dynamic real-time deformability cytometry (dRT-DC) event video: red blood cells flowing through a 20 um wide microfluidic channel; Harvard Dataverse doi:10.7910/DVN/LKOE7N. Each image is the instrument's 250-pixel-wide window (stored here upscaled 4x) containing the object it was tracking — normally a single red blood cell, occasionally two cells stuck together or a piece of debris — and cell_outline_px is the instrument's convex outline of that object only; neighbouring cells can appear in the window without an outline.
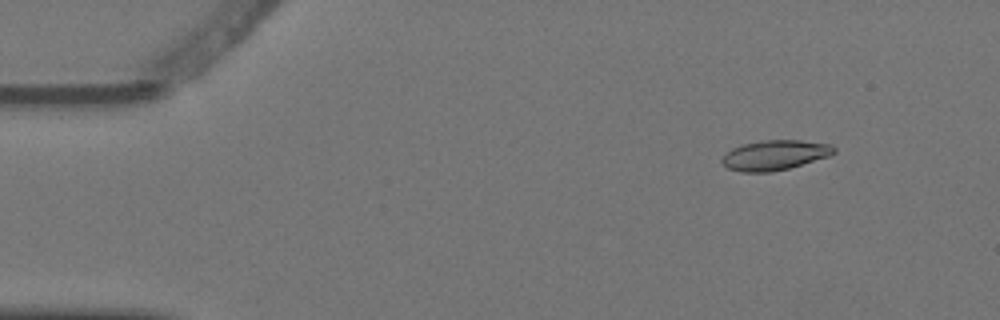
{"species": "Egyptian fruit bat (a non-hibernating species)", "species_latin": "Rousettus aegyptiacus", "temperature_condition": "warm", "stored_images_in_passage": 7, "camera_frame_rate_fps": 3000, "um_per_image_px": 0.085, "animal": {"sex": "female"}, "frame": {"image": 1, "passage_image": 2, "time_ms": 0.333, "image_size_px": [1000, 320], "cell_outline_px": [[836, 152], [828, 156], [788, 168], [772, 172], [740, 172], [728, 168], [720, 160], [732, 148], [744, 144], [764, 140], [800, 140], [832, 144], [836, 148]], "centroid_in_image_um": [65.87, 13.18], "position_along_channel_um": 19.1, "area_um2": 19.36}}
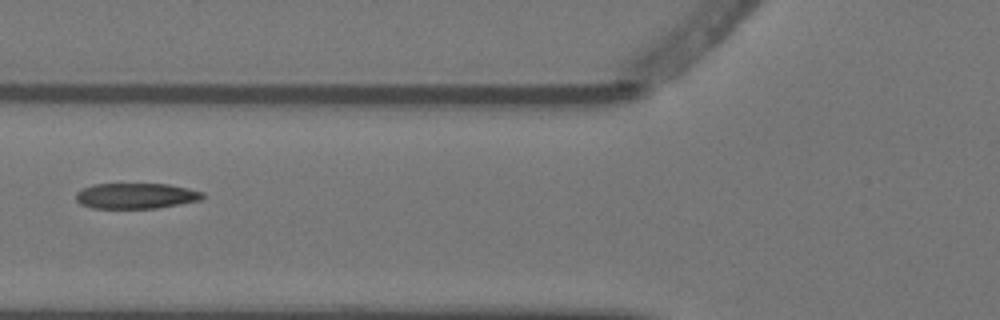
{"frame": {"image": 2, "passage_image": 6, "time_ms": 1.667, "image_size_px": [1000, 320], "cell_outline_px": [[204, 196], [200, 200], [156, 208], [92, 208], [80, 204], [76, 200], [76, 192], [84, 188], [96, 184], [168, 184], [188, 188], [204, 192]], "centroid_in_image_um": [11.55, 16.65], "position_along_channel_um": 114.2, "area_um2": 18.79}}
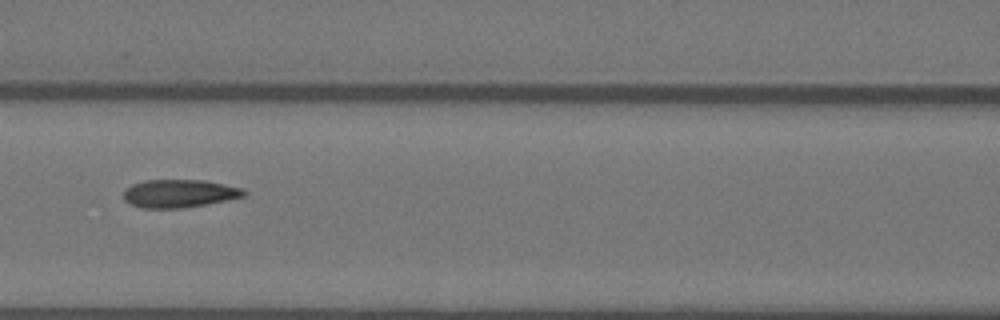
{"frame": {"image": 3, "passage_image": 7, "time_ms": 2.0, "image_size_px": [1000, 320], "cell_outline_px": [[244, 196], [228, 200], [208, 204], [184, 208], [140, 208], [124, 200], [124, 188], [132, 184], [144, 180], [204, 180], [244, 188]], "centroid_in_image_um": [15.22, 16.45], "position_along_channel_um": 151.4, "area_um2": 19.77}}